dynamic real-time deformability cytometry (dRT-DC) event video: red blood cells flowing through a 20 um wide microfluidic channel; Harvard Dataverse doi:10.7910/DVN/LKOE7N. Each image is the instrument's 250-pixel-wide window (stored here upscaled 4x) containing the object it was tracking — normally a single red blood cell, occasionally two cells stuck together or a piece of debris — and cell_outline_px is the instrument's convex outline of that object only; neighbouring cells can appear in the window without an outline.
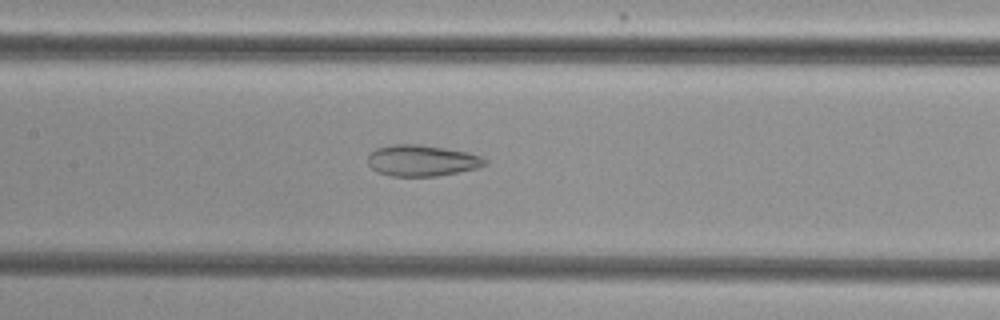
{"species": "common noctule bat (a hibernating species)", "species_latin": "Nyctalus noctula", "temperature_condition": "cold", "stored_images_in_passage": 42, "camera_frame_rate_fps": 3000, "um_per_image_px": 0.085, "animal": {"sex": "female", "body_mass_g": 29.2, "forearm_length_mm": 56.3}, "frame": {"image": 1, "passage_image": 14, "time_ms": 4.333, "image_size_px": [1000, 320], "cell_outline_px": [[488, 164], [480, 168], [460, 172], [436, 176], [392, 176], [376, 172], [368, 164], [368, 156], [376, 148], [392, 144], [420, 144], [468, 152], [480, 156], [488, 160]], "centroid_in_image_um": [35.89, 13.65], "position_along_channel_um": 171.5, "area_um2": 21.5}}
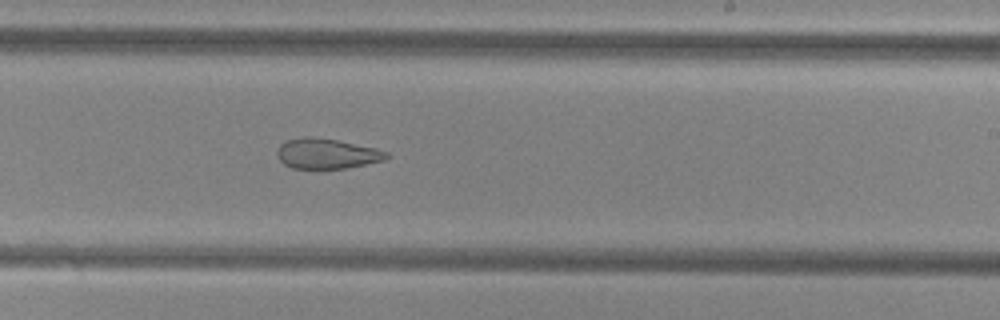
{"frame": {"image": 2, "passage_image": 21, "time_ms": 6.667, "image_size_px": [1000, 320], "cell_outline_px": [[392, 156], [384, 160], [348, 168], [320, 172], [292, 168], [284, 164], [276, 156], [276, 152], [280, 144], [284, 140], [304, 136], [308, 136], [336, 140], [376, 148], [388, 152]], "centroid_in_image_um": [27.74, 13.11], "position_along_channel_um": 261.3, "area_um2": 20.17}}
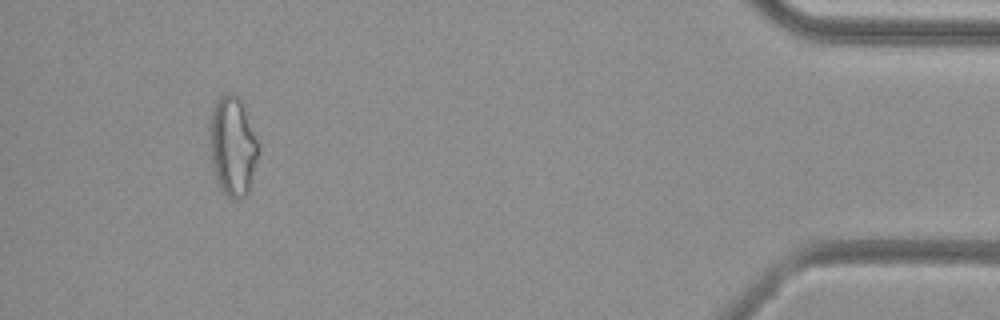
{"frame": {"image": 3, "passage_image": 38, "time_ms": 12.333, "image_size_px": [1000, 320], "cell_outline_px": [[260, 152], [248, 192], [244, 196], [236, 200], [228, 196], [220, 188], [212, 164], [208, 128], [212, 112], [220, 96], [236, 96], [244, 104], [260, 144]], "centroid_in_image_um": [19.81, 12.45], "position_along_channel_um": 415.4, "area_um2": 28.21}, "authors_computed_cell_mechanics": {"area_um2": 23.9292, "velocity_mm_per_s": 3.8532, "shape_relaxation_time_tau1_ms": null, "shape_relaxation_time_tau2_ms": 2.9906, "deformation_change_tau1": null, "deformation_change_tau2": 0.1157}}